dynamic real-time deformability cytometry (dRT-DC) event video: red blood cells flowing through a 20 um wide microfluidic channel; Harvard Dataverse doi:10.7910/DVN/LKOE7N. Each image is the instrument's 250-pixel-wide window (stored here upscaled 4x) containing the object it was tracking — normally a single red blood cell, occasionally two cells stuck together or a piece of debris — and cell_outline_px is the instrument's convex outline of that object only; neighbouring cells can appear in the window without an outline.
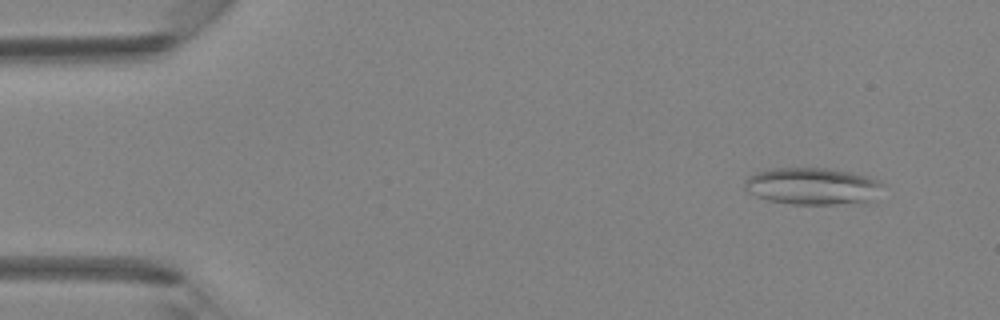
{"species": "Egyptian fruit bat (a non-hibernating species)", "species_latin": "Rousettus aegyptiacus", "temperature_condition": "room temperature", "stored_images_in_passage": 42, "camera_frame_rate_fps": 3000, "um_per_image_px": 0.085, "animal": {"sex": "female"}, "frame": {"image": 1, "passage_image": 4, "time_ms": 1.0, "image_size_px": [1000, 320], "cell_outline_px": [[880, 184], [868, 200], [864, 204], [792, 204], [768, 200], [756, 196], [748, 192], [744, 188], [744, 180], [748, 176], [756, 172], [768, 168], [828, 168], [848, 172], [880, 180]], "centroid_in_image_um": [68.94, 15.82], "position_along_channel_um": 16.1, "area_um2": 29.48}}
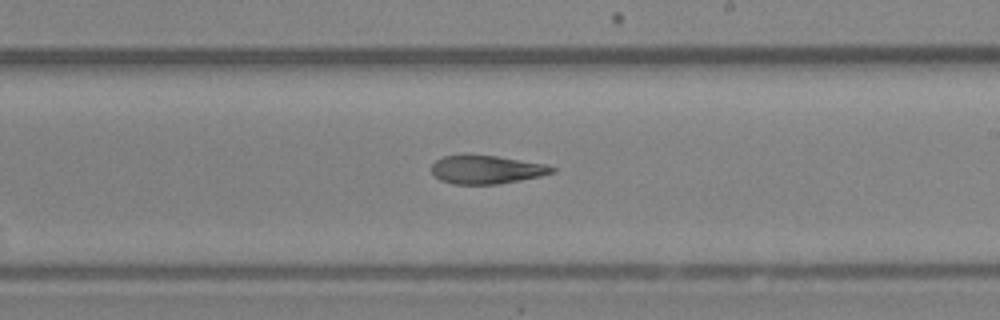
{"frame": {"image": 2, "passage_image": 25, "time_ms": 8.0, "image_size_px": [1000, 320], "cell_outline_px": [[556, 172], [540, 176], [520, 180], [496, 184], [456, 184], [440, 180], [432, 172], [432, 164], [436, 160], [444, 156], [464, 152], [468, 152], [496, 156], [548, 164], [556, 168]], "centroid_in_image_um": [41.34, 14.37], "position_along_channel_um": 247.7, "area_um2": 20.46}}
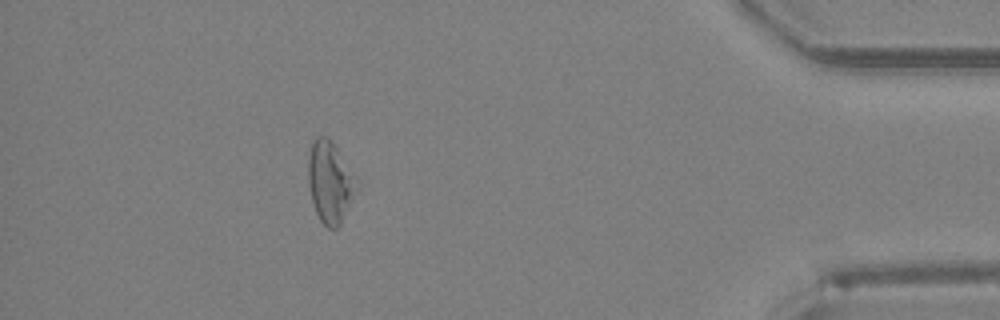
{"frame": {"image": 3, "passage_image": 38, "time_ms": 12.333, "image_size_px": [1000, 320], "cell_outline_px": [[360, 184], [340, 224], [336, 228], [328, 228], [320, 220], [316, 212], [312, 200], [308, 184], [308, 156], [312, 140], [316, 136], [328, 136], [332, 140], [360, 180]], "centroid_in_image_um": [28.08, 15.41], "position_along_channel_um": 407.1, "area_um2": 23.47}}